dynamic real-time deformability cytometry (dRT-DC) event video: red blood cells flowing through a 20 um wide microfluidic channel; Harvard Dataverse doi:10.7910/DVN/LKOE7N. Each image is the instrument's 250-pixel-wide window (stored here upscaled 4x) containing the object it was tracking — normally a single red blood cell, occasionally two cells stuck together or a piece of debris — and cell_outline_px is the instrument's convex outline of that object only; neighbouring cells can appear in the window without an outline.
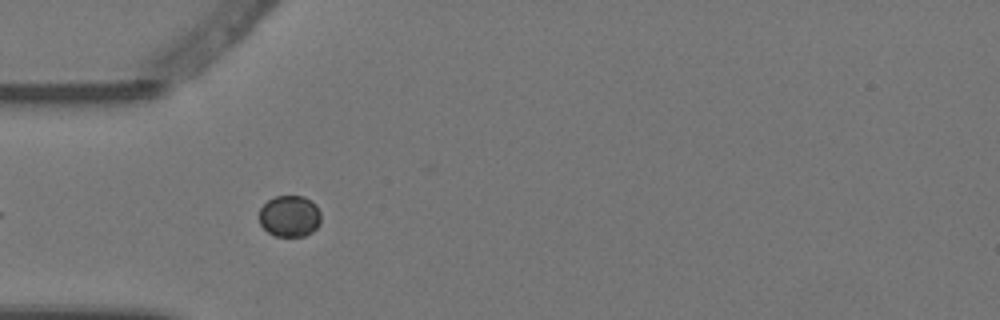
{"species": "Egyptian fruit bat (a non-hibernating species)", "species_latin": "Rousettus aegyptiacus", "temperature_condition": "warm", "stored_images_in_passage": 10, "camera_frame_rate_fps": 3000, "um_per_image_px": 0.085, "animal": {"sex": "female"}, "frame": {"image": 1, "passage_image": 5, "time_ms": 1.333, "image_size_px": [1000, 320], "cell_outline_px": [[320, 224], [312, 232], [304, 236], [276, 236], [268, 232], [260, 224], [260, 208], [268, 200], [276, 196], [304, 196], [316, 204], [320, 212]], "centroid_in_image_um": [24.63, 18.37], "position_along_channel_um": 60.4, "area_um2": 14.91}}
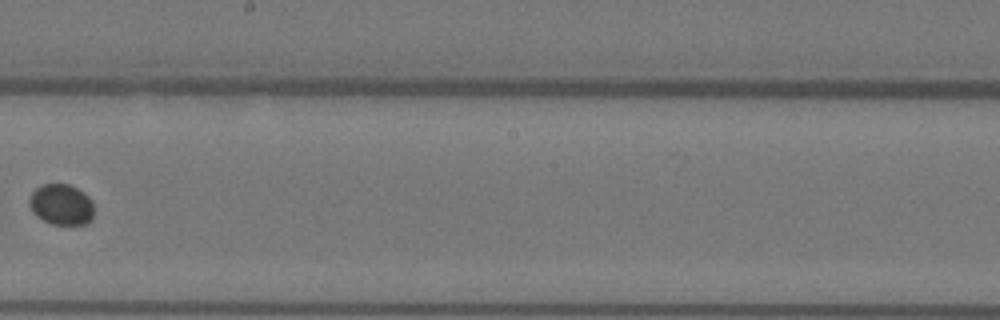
{"frame": {"image": 2, "passage_image": 9, "time_ms": 2.667, "image_size_px": [1000, 320], "cell_outline_px": [[92, 220], [88, 224], [52, 224], [36, 216], [32, 212], [28, 204], [28, 200], [32, 192], [36, 188], [44, 184], [68, 184], [84, 192], [92, 200]], "centroid_in_image_um": [5.2, 17.39], "position_along_channel_um": 243.0, "area_um2": 15.43}}
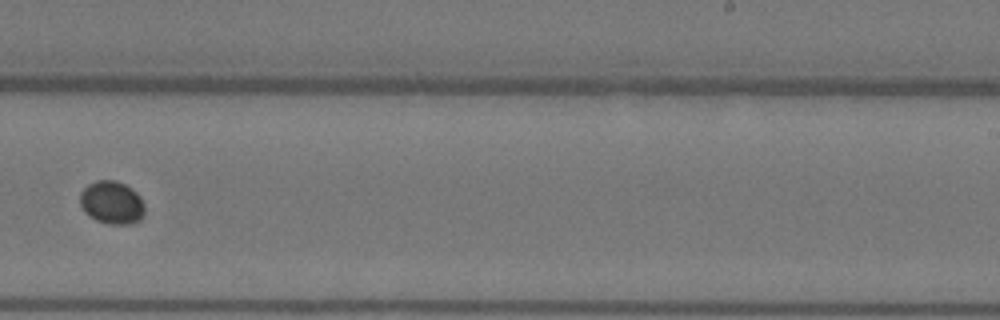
{"frame": {"image": 3, "passage_image": 10, "time_ms": 3.0, "image_size_px": [1000, 320], "cell_outline_px": [[144, 216], [140, 220], [132, 224], [108, 224], [96, 220], [88, 216], [84, 212], [80, 204], [80, 192], [88, 184], [96, 180], [116, 180], [132, 188], [140, 196], [144, 204]], "centroid_in_image_um": [9.5, 17.22], "position_along_channel_um": 279.5, "area_um2": 16.47}}